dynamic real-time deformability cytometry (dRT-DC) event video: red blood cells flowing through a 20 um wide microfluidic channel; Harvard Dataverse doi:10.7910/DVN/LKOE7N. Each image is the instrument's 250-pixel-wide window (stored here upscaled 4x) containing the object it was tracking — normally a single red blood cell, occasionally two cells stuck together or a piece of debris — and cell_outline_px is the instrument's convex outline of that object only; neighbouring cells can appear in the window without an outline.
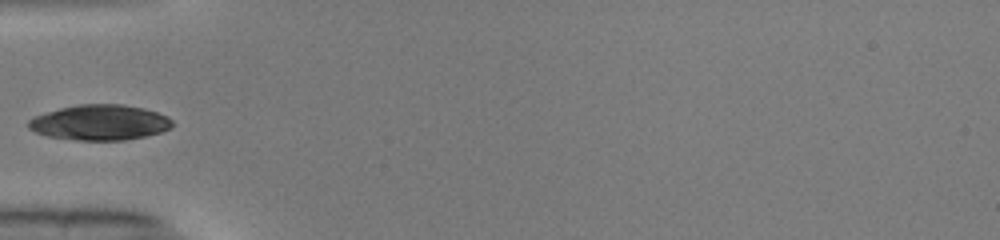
{"species": "common noctule bat (a hibernating species)", "species_latin": "Nyctalus noctula", "temperature_condition": "warm", "stored_images_in_passage": 33, "camera_frame_rate_fps": 3000, "um_per_image_px": 0.085, "animal": {"sex": "male", "body_mass_g": 19.0, "forearm_length_mm": 50.8}, "frame": {"image": 1, "passage_image": 1, "time_ms": 0.0, "image_size_px": [1000, 240], "cell_outline_px": [[172, 128], [160, 132], [144, 136], [124, 140], [76, 140], [48, 136], [36, 132], [28, 128], [28, 120], [36, 116], [60, 108], [80, 104], [120, 104], [140, 108], [156, 112], [172, 120]], "centroid_in_image_um": [8.47, 10.42], "position_along_channel_um": 76.5, "area_um2": 29.25}}